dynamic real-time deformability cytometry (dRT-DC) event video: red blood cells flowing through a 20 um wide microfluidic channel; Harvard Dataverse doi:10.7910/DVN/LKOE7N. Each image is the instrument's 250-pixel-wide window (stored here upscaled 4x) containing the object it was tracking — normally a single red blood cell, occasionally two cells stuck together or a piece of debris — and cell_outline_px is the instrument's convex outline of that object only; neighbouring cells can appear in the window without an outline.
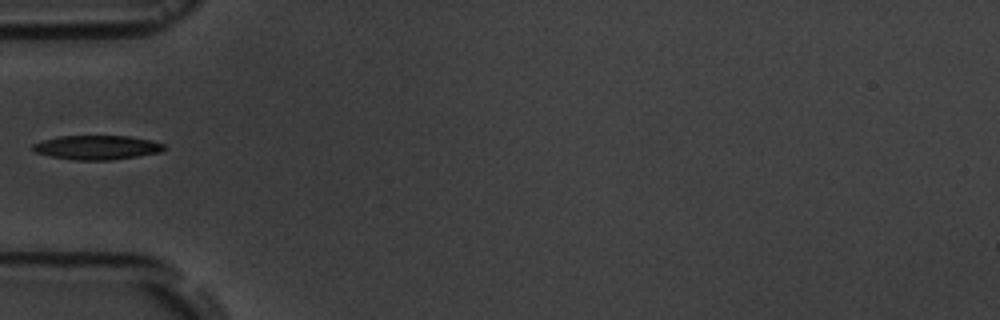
{"species": "common noctule bat (a hibernating species)", "species_latin": "Nyctalus noctula", "temperature_condition": "room temperature", "stored_images_in_passage": 2, "camera_frame_rate_fps": 3000, "um_per_image_px": 0.085, "animal": {"sex": "male", "body_mass_g": 19.5, "forearm_length_mm": 54.6}, "frame": {"image": 1, "passage_image": 1, "time_ms": 0.0, "image_size_px": [1000, 320], "cell_outline_px": [[168, 148], [160, 152], [112, 160], [76, 160], [52, 156], [36, 152], [32, 148], [32, 144], [56, 136], [128, 136], [152, 140], [164, 144]], "centroid_in_image_um": [8.27, 12.52], "position_along_channel_um": 76.7, "area_um2": 18.44}}
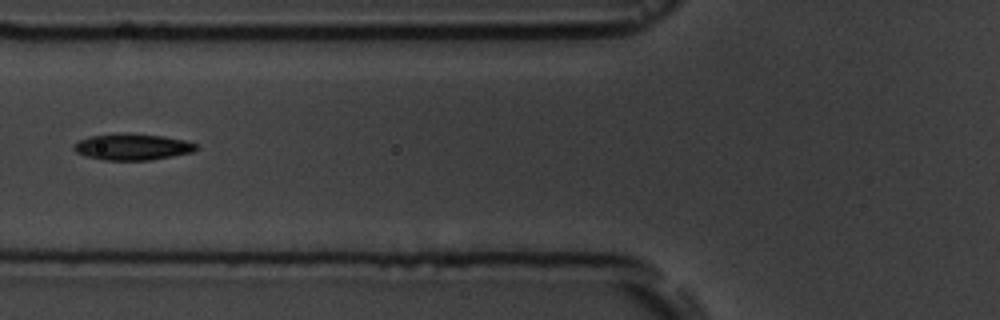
{"frame": {"image": 2, "passage_image": 2, "time_ms": 1.0, "image_size_px": [1000, 320], "cell_outline_px": [[200, 148], [192, 152], [172, 156], [148, 160], [104, 160], [84, 156], [76, 152], [72, 148], [72, 144], [80, 140], [92, 136], [124, 132], [128, 132], [164, 136], [184, 140], [196, 144]], "centroid_in_image_um": [11.23, 12.47], "position_along_channel_um": 114.6, "area_um2": 18.96}}